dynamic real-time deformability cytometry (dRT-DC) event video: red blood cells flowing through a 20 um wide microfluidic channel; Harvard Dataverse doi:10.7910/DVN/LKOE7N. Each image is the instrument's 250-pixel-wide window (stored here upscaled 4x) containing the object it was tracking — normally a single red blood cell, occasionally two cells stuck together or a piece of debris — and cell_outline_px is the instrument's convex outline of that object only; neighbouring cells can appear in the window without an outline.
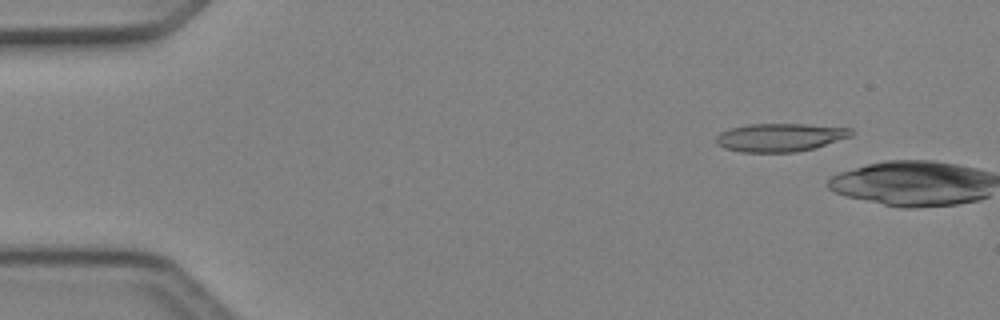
{"species": "Egyptian fruit bat (a non-hibernating species)", "species_latin": "Rousettus aegyptiacus", "temperature_condition": "cold", "stored_images_in_passage": 7, "camera_frame_rate_fps": 3000, "um_per_image_px": 0.085, "animal": {"sex": "female"}, "frame": {"image": 1, "passage_image": 6, "time_ms": 1.667, "image_size_px": [1000, 320], "cell_outline_px": [[852, 136], [816, 148], [796, 152], [744, 152], [724, 148], [716, 144], [716, 136], [720, 132], [732, 128], [748, 124], [804, 124], [848, 128], [852, 132]], "centroid_in_image_um": [66.29, 11.68], "position_along_channel_um": 18.7, "area_um2": 22.14}}